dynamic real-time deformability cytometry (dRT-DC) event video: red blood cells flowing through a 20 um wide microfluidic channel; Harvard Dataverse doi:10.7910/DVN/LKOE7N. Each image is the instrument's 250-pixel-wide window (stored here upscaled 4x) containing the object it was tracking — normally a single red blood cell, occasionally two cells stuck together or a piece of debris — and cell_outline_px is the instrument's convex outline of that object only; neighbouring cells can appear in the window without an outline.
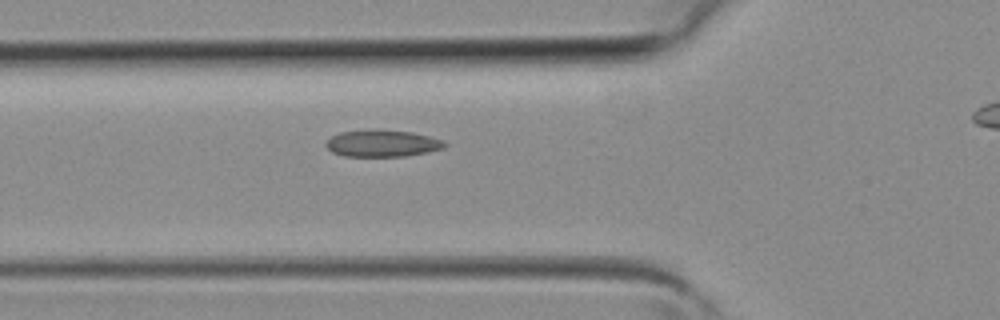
{"species": "common noctule bat (a hibernating species)", "species_latin": "Nyctalus noctula", "temperature_condition": "room temperature", "stored_images_in_passage": 5, "camera_frame_rate_fps": 3000, "um_per_image_px": 0.085, "animal": {"sex": "female", "body_mass_g": 19.3, "forearm_length_mm": 54.1}, "frame": {"image": 1, "passage_image": 5, "time_ms": 1.333, "image_size_px": [1000, 320], "cell_outline_px": [[448, 144], [444, 148], [428, 152], [408, 156], [344, 156], [332, 152], [324, 144], [332, 136], [340, 132], [372, 128], [376, 128], [412, 132], [444, 140]], "centroid_in_image_um": [32.51, 12.17], "position_along_channel_um": 93.3, "area_um2": 18.9}}